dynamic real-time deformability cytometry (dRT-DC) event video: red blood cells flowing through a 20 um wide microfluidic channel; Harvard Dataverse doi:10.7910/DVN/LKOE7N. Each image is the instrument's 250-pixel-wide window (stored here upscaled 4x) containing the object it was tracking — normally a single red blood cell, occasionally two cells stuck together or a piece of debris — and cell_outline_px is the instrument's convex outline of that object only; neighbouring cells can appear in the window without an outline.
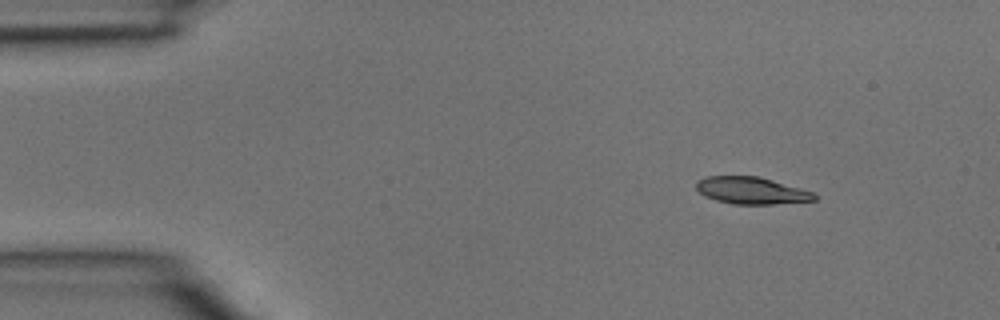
{"species": "common noctule bat (a hibernating species)", "species_latin": "Nyctalus noctula", "temperature_condition": "room temperature", "stored_images_in_passage": 3, "camera_frame_rate_fps": 3000, "um_per_image_px": 0.085, "animal": {"sex": "male", "body_mass_g": 15.6}, "frame": {"image": 1, "passage_image": 1, "time_ms": 0.0, "image_size_px": [1000, 320], "cell_outline_px": [[816, 200], [772, 204], [732, 204], [716, 200], [704, 196], [696, 188], [696, 180], [704, 176], [756, 176], [772, 180], [800, 188], [812, 192], [816, 196]], "centroid_in_image_um": [63.82, 16.19], "position_along_channel_um": 21.2, "area_um2": 18.5}}